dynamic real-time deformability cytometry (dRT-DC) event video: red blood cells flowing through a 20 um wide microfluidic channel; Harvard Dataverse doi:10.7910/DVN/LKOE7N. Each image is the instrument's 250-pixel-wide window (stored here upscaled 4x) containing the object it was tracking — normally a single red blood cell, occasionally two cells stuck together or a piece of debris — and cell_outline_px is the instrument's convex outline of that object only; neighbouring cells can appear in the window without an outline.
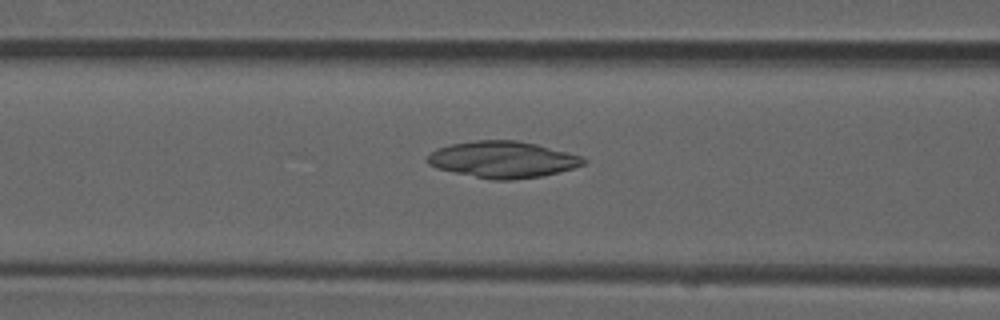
{"species": "common noctule bat (a hibernating species)", "species_latin": "Nyctalus noctula", "temperature_condition": "room temperature", "stored_images_in_passage": 45, "camera_frame_rate_fps": 3000, "um_per_image_px": 0.085, "animal": {"sex": "male", "forearm_length_mm": 52.5}, "frame": {"image": 1, "passage_image": 21, "time_ms": 6.667, "image_size_px": [1000, 320], "cell_outline_px": [[588, 160], [584, 164], [560, 172], [544, 176], [512, 180], [492, 180], [436, 168], [428, 164], [428, 156], [436, 148], [452, 144], [476, 140], [516, 140], [536, 144], [580, 156]], "centroid_in_image_um": [42.74, 13.56], "position_along_channel_um": 123.9, "area_um2": 33.0}}
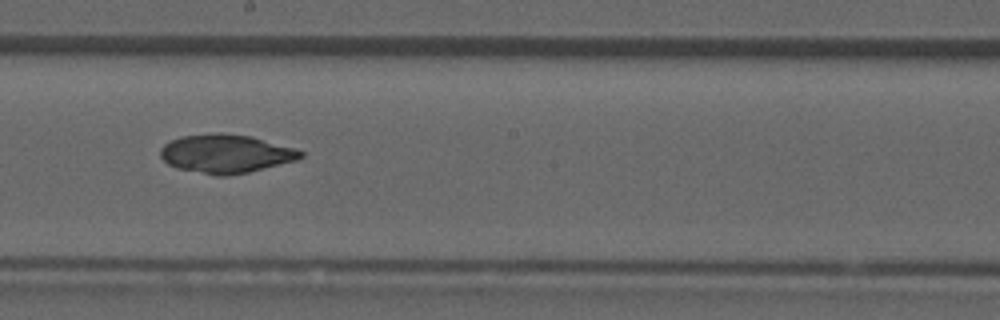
{"frame": {"image": 2, "passage_image": 29, "time_ms": 9.333, "image_size_px": [1000, 320], "cell_outline_px": [[304, 156], [296, 160], [248, 172], [224, 176], [216, 176], [176, 168], [168, 164], [160, 156], [160, 148], [164, 144], [180, 136], [216, 132], [252, 136], [296, 148], [304, 152]], "centroid_in_image_um": [19.19, 13.06], "position_along_channel_um": 229.0, "area_um2": 31.67}}
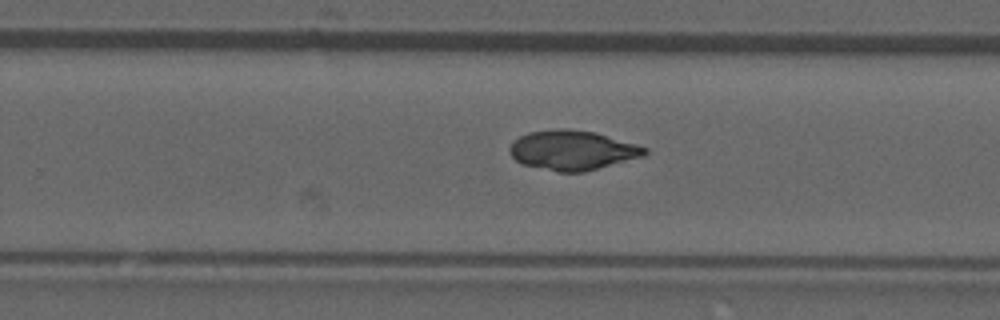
{"frame": {"image": 3, "passage_image": 33, "time_ms": 10.667, "image_size_px": [1000, 320], "cell_outline_px": [[648, 152], [644, 156], [584, 172], [556, 172], [520, 164], [508, 152], [508, 148], [512, 140], [528, 132], [560, 128], [568, 128], [596, 132], [636, 144], [648, 148]], "centroid_in_image_um": [48.62, 12.77], "position_along_channel_um": 281.2, "area_um2": 31.56}}